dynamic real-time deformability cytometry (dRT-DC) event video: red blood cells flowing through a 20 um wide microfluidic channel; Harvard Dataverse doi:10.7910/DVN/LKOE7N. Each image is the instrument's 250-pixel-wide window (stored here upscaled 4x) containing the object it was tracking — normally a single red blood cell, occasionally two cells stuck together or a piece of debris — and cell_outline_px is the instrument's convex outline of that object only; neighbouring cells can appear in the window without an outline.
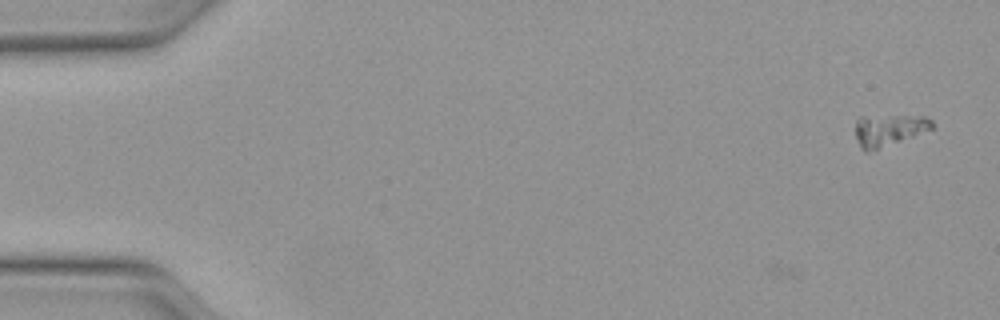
{"species": "Egyptian fruit bat (a non-hibernating species)", "species_latin": "Rousettus aegyptiacus", "temperature_condition": "warm", "stored_images_in_passage": 5, "camera_frame_rate_fps": 3000, "um_per_image_px": 0.085, "animal": {"sex": "female"}, "frame": {"image": 1, "passage_image": 5, "time_ms": 1.333, "image_size_px": [1000, 320], "cell_outline_px": [[932, 128], [912, 136], [864, 152], [860, 148], [856, 136], [856, 120], [860, 116], [924, 116], [932, 120]], "centroid_in_image_um": [75.5, 11.02], "position_along_channel_um": 9.5, "area_um2": 13.58}}